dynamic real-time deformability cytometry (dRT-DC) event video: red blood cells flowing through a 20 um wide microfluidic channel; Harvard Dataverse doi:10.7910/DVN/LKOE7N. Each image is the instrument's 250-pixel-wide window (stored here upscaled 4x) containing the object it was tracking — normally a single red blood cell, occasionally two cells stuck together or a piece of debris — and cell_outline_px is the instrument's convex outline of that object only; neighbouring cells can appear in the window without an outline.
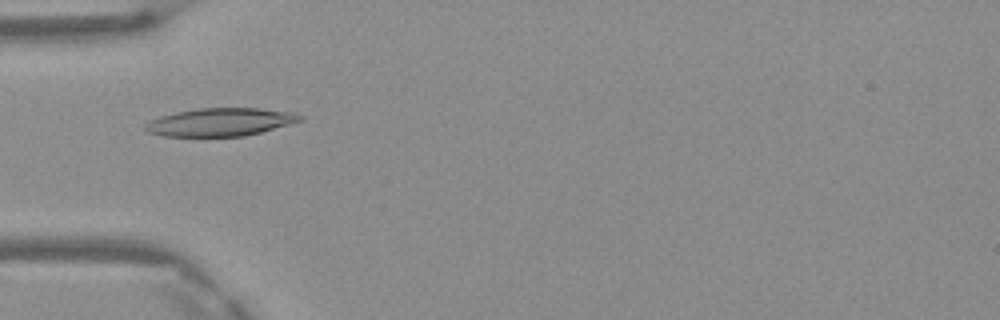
{"species": "Egyptian fruit bat (a non-hibernating species)", "species_latin": "Rousettus aegyptiacus", "temperature_condition": "warm", "stored_images_in_passage": 1, "camera_frame_rate_fps": 3000, "um_per_image_px": 0.085, "frame": {"image": 1, "passage_image": 1, "time_ms": 0.0, "image_size_px": [1000, 320], "cell_outline_px": [[304, 116], [300, 120], [288, 124], [260, 132], [244, 136], [164, 136], [148, 132], [144, 128], [144, 124], [160, 116], [176, 112], [196, 108], [260, 108], [296, 112]], "centroid_in_image_um": [18.73, 10.36], "position_along_channel_um": 66.3, "area_um2": 25.14}}